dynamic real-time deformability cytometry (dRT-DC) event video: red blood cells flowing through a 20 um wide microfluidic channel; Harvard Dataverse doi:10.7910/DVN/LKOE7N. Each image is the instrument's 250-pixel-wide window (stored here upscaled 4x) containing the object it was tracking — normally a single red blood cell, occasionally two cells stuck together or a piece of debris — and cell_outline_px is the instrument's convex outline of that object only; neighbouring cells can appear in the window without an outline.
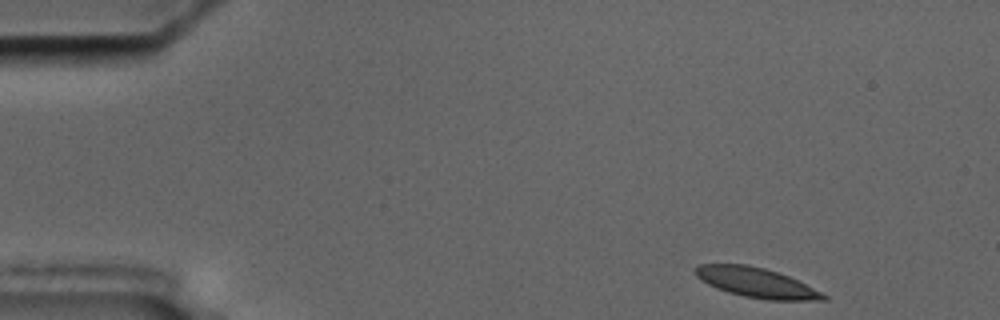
{"species": "common noctule bat (a hibernating species)", "species_latin": "Nyctalus noctula", "temperature_condition": "cold", "stored_images_in_passage": 51, "camera_frame_rate_fps": 3000, "um_per_image_px": 0.085, "animal": {"sex": "male", "body_mass_g": 17.5, "forearm_length_mm": 52.3}, "frame": {"image": 1, "passage_image": 1, "time_ms": 0.0, "image_size_px": [1000, 320], "cell_outline_px": [[828, 300], [768, 300], [744, 296], [728, 292], [716, 288], [700, 280], [692, 272], [692, 268], [700, 264], [744, 264], [764, 268], [788, 276], [828, 296]], "centroid_in_image_um": [64.21, 24.02], "position_along_channel_um": 20.8, "area_um2": 22.08}}
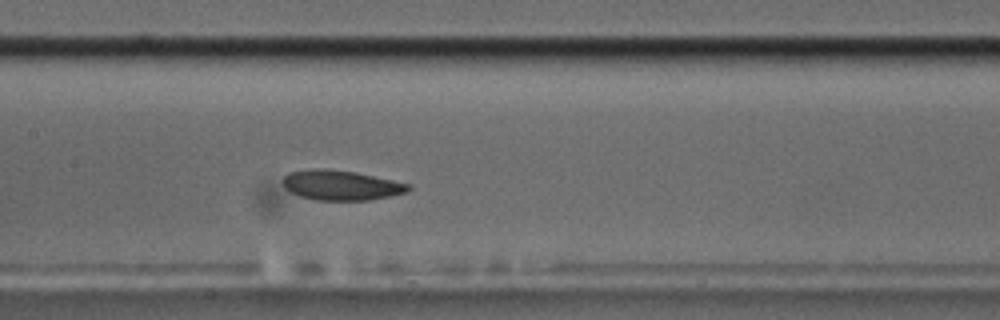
{"frame": {"image": 2, "passage_image": 22, "time_ms": 7.0, "image_size_px": [1000, 320], "cell_outline_px": [[412, 188], [408, 192], [392, 196], [368, 200], [312, 200], [300, 196], [284, 188], [284, 176], [288, 172], [352, 172], [412, 184]], "centroid_in_image_um": [29.1, 15.81], "position_along_channel_um": 178.3, "area_um2": 20.81}}
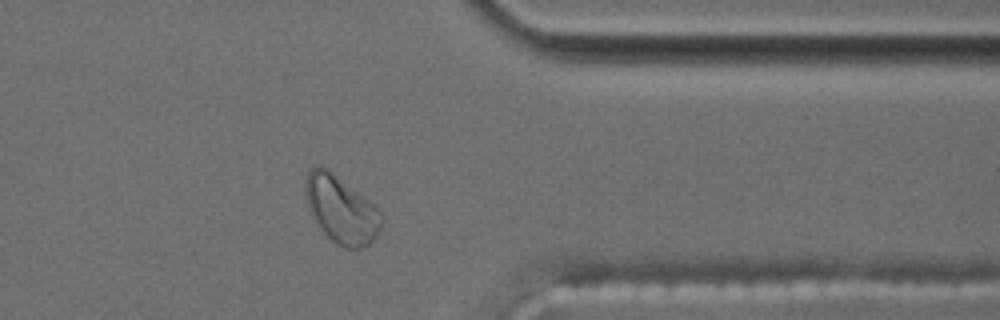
{"frame": {"image": 3, "passage_image": 40, "time_ms": 13.0, "image_size_px": [1000, 320], "cell_outline_px": [[384, 220], [376, 236], [368, 244], [360, 248], [348, 248], [336, 244], [312, 220], [308, 212], [304, 196], [304, 184], [308, 172], [312, 168], [320, 164], [328, 168], [372, 204], [384, 216]], "centroid_in_image_um": [28.94, 17.8], "position_along_channel_um": 382.5, "area_um2": 29.88}}